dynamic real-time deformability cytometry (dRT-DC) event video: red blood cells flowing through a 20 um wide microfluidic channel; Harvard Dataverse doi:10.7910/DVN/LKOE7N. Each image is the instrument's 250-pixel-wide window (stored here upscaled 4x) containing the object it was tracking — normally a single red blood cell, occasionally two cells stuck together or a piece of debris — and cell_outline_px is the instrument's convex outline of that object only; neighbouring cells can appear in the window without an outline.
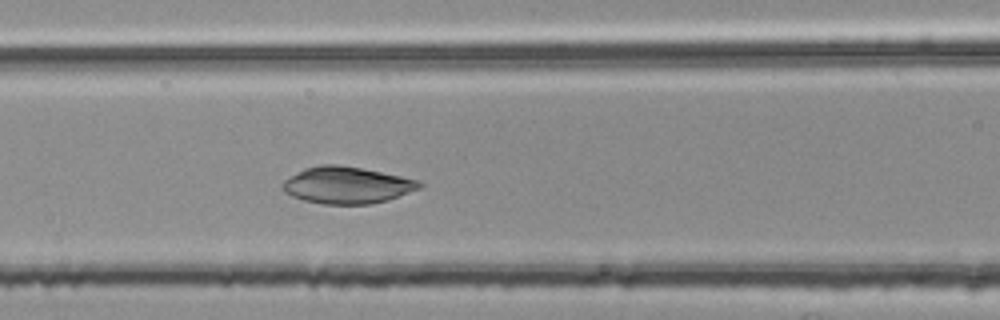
{"species": "common noctule bat (a hibernating species)", "species_latin": "Nyctalus noctula", "temperature_condition": "room temperature", "stored_images_in_passage": 47, "camera_frame_rate_fps": 3000, "um_per_image_px": 0.085, "animal": {"sex": "female", "body_mass_g": 25.1}, "frame": {"image": 1, "passage_image": 20, "time_ms": 6.333, "image_size_px": [1000, 320], "cell_outline_px": [[424, 184], [420, 188], [388, 200], [372, 204], [324, 204], [304, 200], [292, 196], [284, 192], [280, 188], [280, 184], [284, 180], [304, 168], [320, 164], [336, 164], [360, 168], [420, 180]], "centroid_in_image_um": [29.46, 15.74], "position_along_channel_um": 137.1, "area_um2": 29.36}}
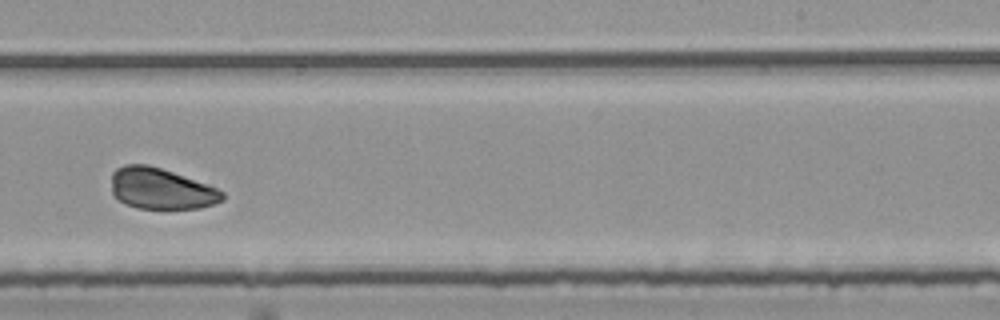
{"frame": {"image": 2, "passage_image": 31, "time_ms": 10.0, "image_size_px": [1000, 320], "cell_outline_px": [[224, 200], [200, 208], [136, 208], [124, 204], [112, 192], [112, 172], [116, 168], [124, 164], [148, 164], [172, 172], [216, 188], [224, 192]], "centroid_in_image_um": [13.66, 16.03], "position_along_channel_um": 275.3, "area_um2": 26.3}}
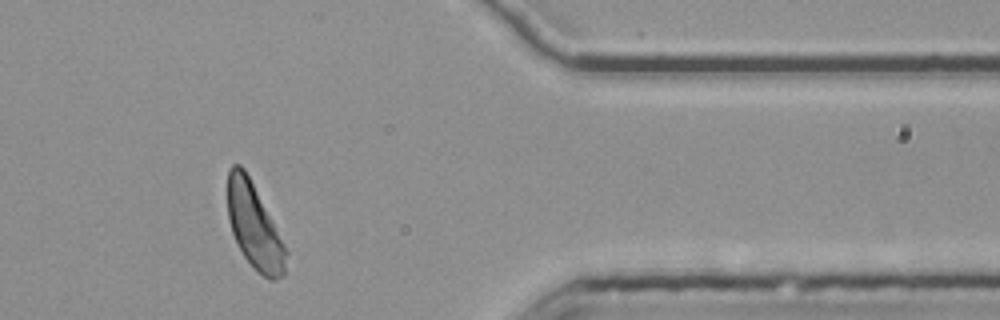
{"frame": {"image": 3, "passage_image": 42, "time_ms": 13.667, "image_size_px": [1000, 320], "cell_outline_px": [[288, 252], [284, 276], [276, 280], [268, 280], [244, 256], [232, 232], [228, 216], [228, 172], [232, 164], [240, 164], [244, 168], [272, 220]], "centroid_in_image_um": [21.62, 19.24], "position_along_channel_um": 389.8, "area_um2": 28.32}, "authors_computed_cell_mechanics": {"area_um2": 29.478, "velocity_mm_per_s": 3.7721, "shape_relaxation_time_tau1_ms": 3.5208, "shape_relaxation_time_tau2_ms": 3.9399, "deformation_change_tau1": 0.1875, "deformation_change_tau2": 0.0874}}